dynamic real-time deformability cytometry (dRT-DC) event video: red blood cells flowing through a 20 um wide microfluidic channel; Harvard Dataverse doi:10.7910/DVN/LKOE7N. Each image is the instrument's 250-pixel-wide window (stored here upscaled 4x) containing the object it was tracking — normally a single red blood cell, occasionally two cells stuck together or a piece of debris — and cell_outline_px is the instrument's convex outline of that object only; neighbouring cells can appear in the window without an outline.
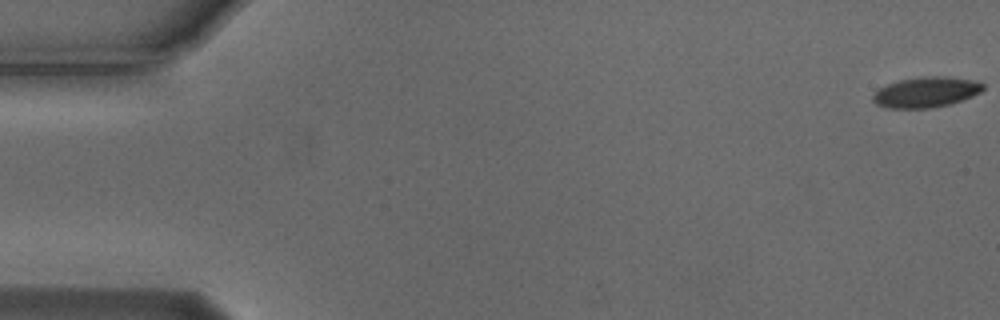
{"species": "Egyptian fruit bat (a non-hibernating species)", "species_latin": "Rousettus aegyptiacus", "temperature_condition": "cold", "stored_images_in_passage": 52, "camera_frame_rate_fps": 3000, "um_per_image_px": 0.085, "animal": {"sex": "male"}, "frame": {"image": 1, "passage_image": 1, "time_ms": 0.0, "image_size_px": [1000, 320], "cell_outline_px": [[984, 88], [980, 92], [972, 96], [952, 104], [932, 108], [888, 108], [876, 104], [872, 100], [872, 96], [880, 88], [888, 84], [900, 80], [924, 76], [948, 76], [972, 80], [984, 84]], "centroid_in_image_um": [78.73, 7.84], "position_along_channel_um": 6.3, "area_um2": 19.54}}
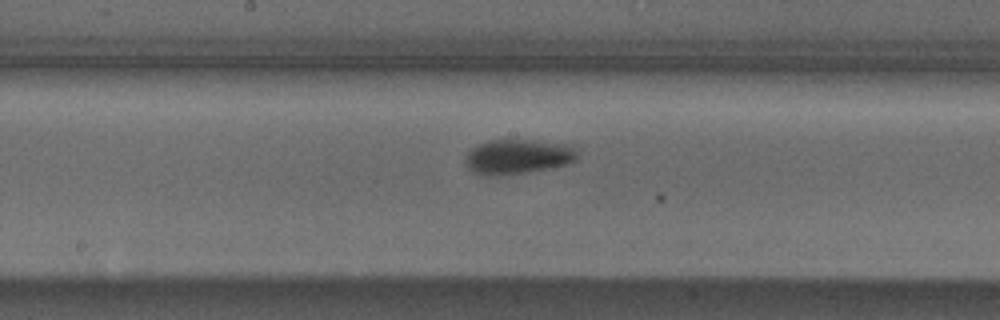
{"frame": {"image": 2, "passage_image": 29, "time_ms": 9.333, "image_size_px": [1000, 320], "cell_outline_px": [[576, 160], [568, 164], [548, 168], [496, 176], [484, 176], [472, 172], [468, 168], [464, 160], [464, 156], [472, 148], [488, 140], [532, 140], [564, 144], [572, 148], [576, 152]], "centroid_in_image_um": [43.93, 13.32], "position_along_channel_um": 204.3, "area_um2": 22.43}}
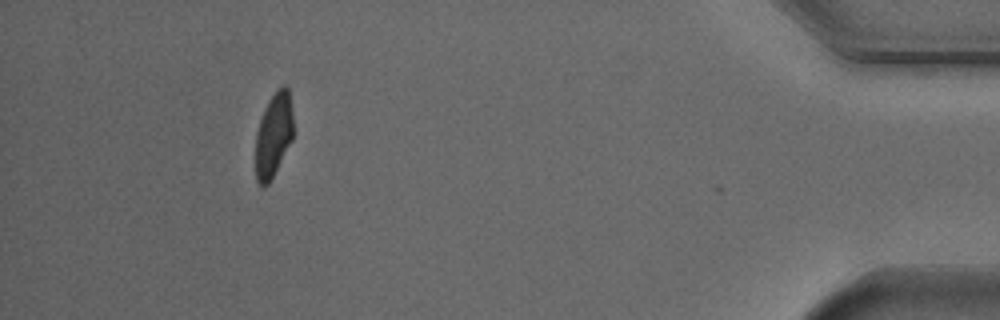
{"frame": {"image": 3, "passage_image": 51, "time_ms": 16.667, "image_size_px": [1000, 320], "cell_outline_px": [[292, 140], [268, 184], [264, 188], [260, 188], [256, 180], [256, 132], [264, 108], [268, 100], [276, 88], [284, 84], [288, 88], [292, 112]], "centroid_in_image_um": [23.23, 11.46], "position_along_channel_um": 412.0, "area_um2": 18.5}, "authors_computed_cell_mechanics": {"area_um2": 20.9525, "velocity_mm_per_s": 3.7267, "shape_relaxation_time_tau1_ms": 2.1756, "shape_relaxation_time_tau2_ms": null, "deformation_change_tau1": 0.1182, "deformation_change_tau2": null}}